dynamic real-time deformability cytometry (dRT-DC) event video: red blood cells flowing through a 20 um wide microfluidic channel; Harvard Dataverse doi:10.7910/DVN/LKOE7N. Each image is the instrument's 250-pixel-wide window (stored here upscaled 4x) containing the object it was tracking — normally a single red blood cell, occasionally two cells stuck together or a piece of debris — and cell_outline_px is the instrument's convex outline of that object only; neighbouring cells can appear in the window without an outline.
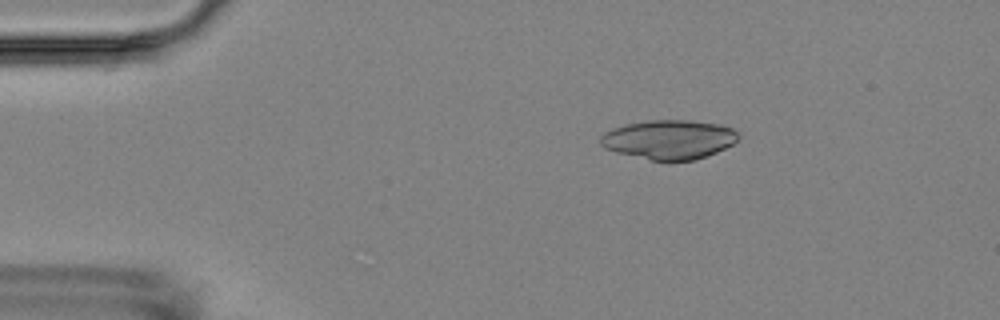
{"species": "Egyptian fruit bat (a non-hibernating species)", "species_latin": "Rousettus aegyptiacus", "temperature_condition": "room temperature", "stored_images_in_passage": 4, "camera_frame_rate_fps": 3000, "um_per_image_px": 0.085, "animal": {"sex": "female"}, "frame": {"image": 1, "passage_image": 1, "time_ms": 0.0, "image_size_px": [1000, 320], "cell_outline_px": [[740, 136], [732, 144], [716, 152], [696, 160], [652, 160], [616, 152], [604, 148], [600, 144], [600, 136], [604, 132], [612, 128], [628, 124], [648, 120], [688, 120], [720, 124], [732, 128]], "centroid_in_image_um": [56.85, 11.85], "position_along_channel_um": 28.1, "area_um2": 31.39}}